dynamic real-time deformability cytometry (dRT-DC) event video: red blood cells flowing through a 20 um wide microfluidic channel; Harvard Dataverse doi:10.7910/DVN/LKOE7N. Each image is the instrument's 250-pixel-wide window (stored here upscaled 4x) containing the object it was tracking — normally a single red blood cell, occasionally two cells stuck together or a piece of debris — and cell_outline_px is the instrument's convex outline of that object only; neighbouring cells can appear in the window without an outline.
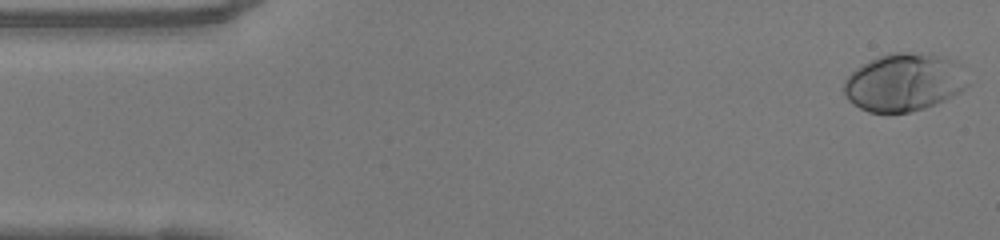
{"species": "human", "species_latin": "Homo sapiens", "temperature_condition": "warm", "stored_images_in_passage": 48, "camera_frame_rate_fps": 3000, "um_per_image_px": 0.085, "donor": {"sex": "female"}, "frame": {"image": 1, "passage_image": 1, "time_ms": 0.0, "image_size_px": [1000, 240], "cell_outline_px": [[968, 84], [960, 92], [944, 100], [924, 108], [908, 112], [868, 112], [860, 108], [848, 100], [844, 92], [844, 80], [856, 68], [888, 52], [912, 52], [936, 56], [948, 60]], "centroid_in_image_um": [76.72, 7.03], "position_along_channel_um": 8.3, "area_um2": 40.34}}
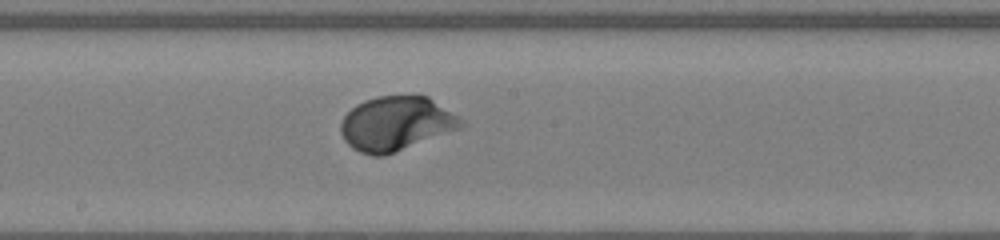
{"frame": {"image": 2, "passage_image": 25, "time_ms": 8.0, "image_size_px": [1000, 240], "cell_outline_px": [[464, 124], [460, 128], [396, 152], [384, 156], [372, 156], [360, 152], [352, 148], [344, 140], [340, 132], [340, 124], [344, 116], [356, 104], [364, 100], [376, 96], [428, 96], [460, 116], [464, 120]], "centroid_in_image_um": [33.66, 10.51], "position_along_channel_um": 214.5, "area_um2": 38.15}}
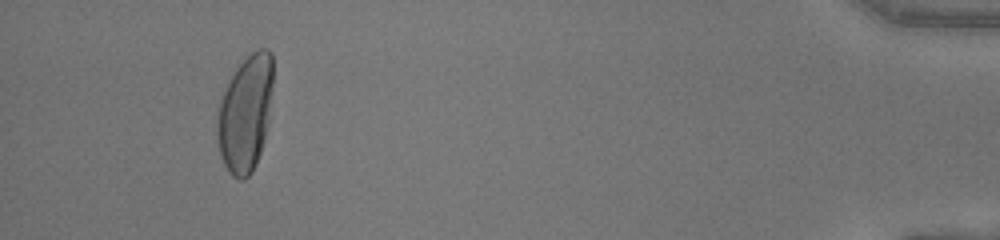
{"frame": {"image": 3, "passage_image": 45, "time_ms": 14.667, "image_size_px": [1000, 240], "cell_outline_px": [[272, 84], [268, 124], [264, 140], [260, 152], [252, 172], [244, 180], [240, 180], [232, 176], [228, 172], [220, 156], [216, 132], [216, 120], [220, 100], [232, 72], [256, 48], [268, 48], [272, 52]], "centroid_in_image_um": [20.84, 9.64], "position_along_channel_um": 414.4, "area_um2": 38.09}, "authors_computed_cell_mechanics": {"area_um2": 36.7319, "velocity_mm_per_s": 4.1261, "shape_relaxation_time_tau1_ms": 2.5962, "shape_relaxation_time_tau2_ms": null, "deformation_change_tau1": 0.1789, "deformation_change_tau2": null}}